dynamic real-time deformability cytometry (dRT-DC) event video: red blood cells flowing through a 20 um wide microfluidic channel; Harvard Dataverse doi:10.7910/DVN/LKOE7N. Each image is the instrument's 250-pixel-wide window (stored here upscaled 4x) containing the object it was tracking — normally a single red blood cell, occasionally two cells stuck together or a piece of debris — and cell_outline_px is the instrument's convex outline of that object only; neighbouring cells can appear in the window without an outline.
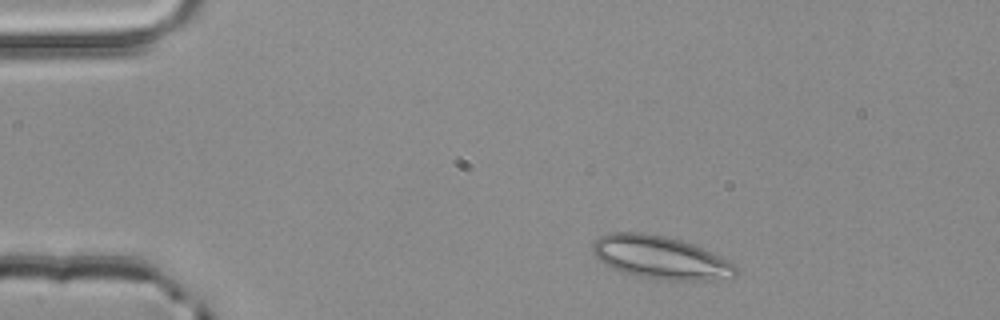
{"species": "common noctule bat (a hibernating species)", "species_latin": "Nyctalus noctula", "temperature_condition": "room temperature", "stored_images_in_passage": 3, "segment_of_instrument_passage": [1, 2], "camera_frame_rate_fps": 3000, "um_per_image_px": 0.085, "animal": {"sex": "male", "body_mass_g": 20.4}, "frame": {"image": 1, "passage_image": 1, "time_ms": 0.0, "image_size_px": [1000, 320], "cell_outline_px": [[736, 276], [712, 280], [660, 280], [636, 276], [612, 268], [604, 264], [592, 252], [592, 244], [600, 236], [612, 232], [644, 232], [668, 236], [692, 244], [732, 260], [736, 264]], "centroid_in_image_um": [56.16, 21.88], "position_along_channel_um": 28.8, "area_um2": 36.13}}